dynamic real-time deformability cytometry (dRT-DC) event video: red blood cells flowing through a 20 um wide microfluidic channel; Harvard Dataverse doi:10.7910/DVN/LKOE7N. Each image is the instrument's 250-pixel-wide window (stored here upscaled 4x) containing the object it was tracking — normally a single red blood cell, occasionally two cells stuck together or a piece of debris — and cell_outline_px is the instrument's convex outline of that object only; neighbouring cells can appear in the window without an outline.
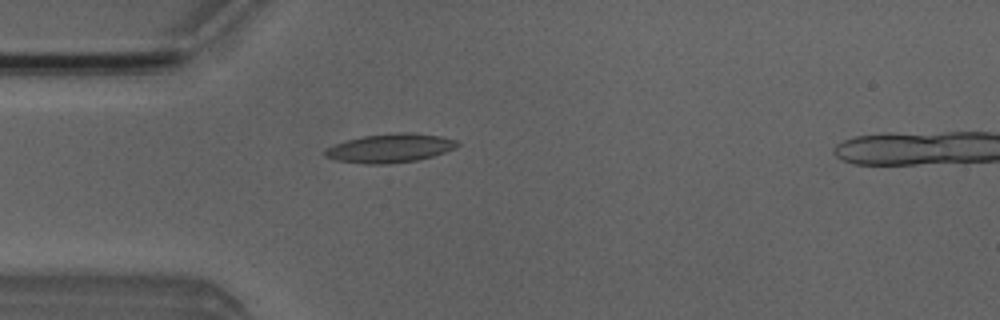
{"species": "Egyptian fruit bat (a non-hibernating species)", "species_latin": "Rousettus aegyptiacus", "temperature_condition": "room temperature", "stored_images_in_passage": 4, "camera_frame_rate_fps": 3000, "um_per_image_px": 0.085, "animal": {"sex": "male"}, "frame": {"image": 1, "passage_image": 4, "time_ms": 4.333, "image_size_px": [1000, 320], "cell_outline_px": [[460, 144], [456, 148], [432, 156], [416, 160], [388, 164], [364, 164], [336, 160], [324, 156], [324, 152], [328, 148], [336, 144], [348, 140], [364, 136], [400, 132], [412, 132], [440, 136], [456, 140]], "centroid_in_image_um": [33.18, 12.59], "position_along_channel_um": 51.8, "area_um2": 22.02}}